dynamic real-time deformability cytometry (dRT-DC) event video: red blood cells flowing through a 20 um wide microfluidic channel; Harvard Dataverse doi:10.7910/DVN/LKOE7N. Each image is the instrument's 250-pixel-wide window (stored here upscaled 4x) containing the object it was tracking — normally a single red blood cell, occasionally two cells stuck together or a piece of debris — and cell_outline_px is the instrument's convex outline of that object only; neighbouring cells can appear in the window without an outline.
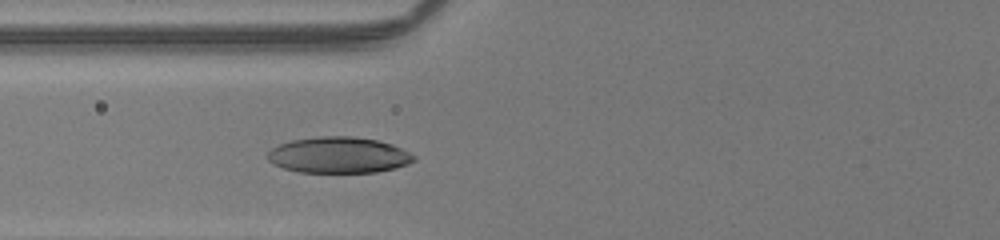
{"species": "human", "species_latin": "Homo sapiens", "temperature_condition": "room temperature", "stored_images_in_passage": 10, "camera_frame_rate_fps": 3000, "um_per_image_px": 0.085, "donor": {"sex": "male"}, "frame": {"image": 1, "passage_image": 4, "time_ms": 1.0, "image_size_px": [1000, 240], "cell_outline_px": [[416, 160], [408, 164], [396, 168], [376, 172], [296, 172], [272, 164], [268, 160], [268, 152], [272, 148], [280, 144], [292, 140], [320, 136], [352, 136], [376, 140], [392, 144], [416, 156]], "centroid_in_image_um": [28.79, 13.18], "position_along_channel_um": 97.0, "area_um2": 30.75}}
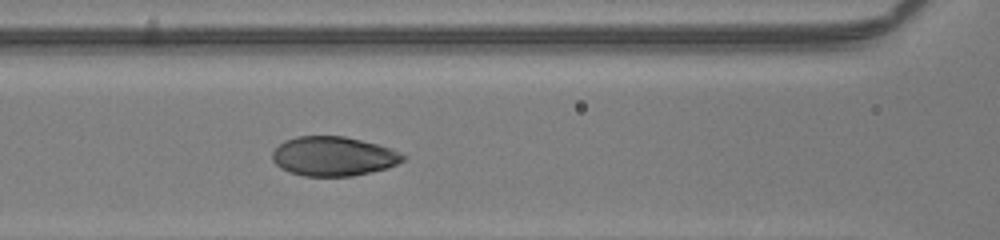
{"frame": {"image": 2, "passage_image": 7, "time_ms": 2.0, "image_size_px": [1000, 240], "cell_outline_px": [[408, 156], [404, 160], [396, 164], [384, 168], [352, 176], [304, 176], [288, 172], [280, 168], [272, 160], [272, 152], [284, 140], [296, 136], [344, 136], [392, 148]], "centroid_in_image_um": [28.32, 13.28], "position_along_channel_um": 138.3, "area_um2": 29.94}}